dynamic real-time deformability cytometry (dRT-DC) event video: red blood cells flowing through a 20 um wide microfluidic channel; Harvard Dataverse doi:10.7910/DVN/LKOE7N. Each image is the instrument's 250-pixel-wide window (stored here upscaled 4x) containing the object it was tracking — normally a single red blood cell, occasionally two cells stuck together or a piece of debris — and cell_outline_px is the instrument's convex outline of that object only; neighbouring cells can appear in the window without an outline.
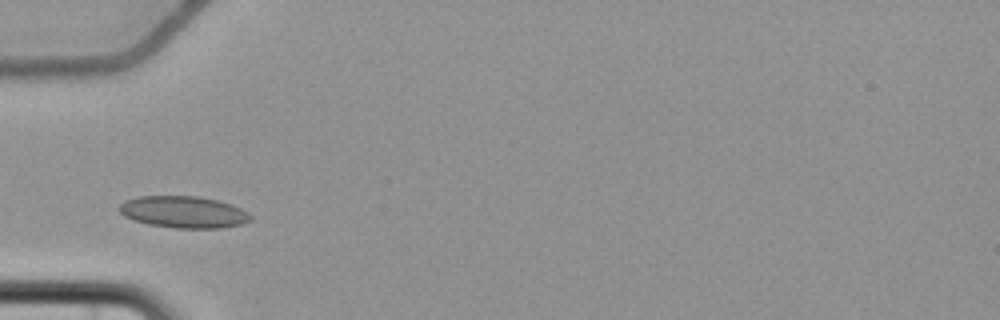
{"species": "common noctule bat (a hibernating species)", "species_latin": "Nyctalus noctula", "temperature_condition": "cold", "stored_images_in_passage": 5, "camera_frame_rate_fps": 3000, "um_per_image_px": 0.085, "animal": {"sex": "female", "body_mass_g": 22.7, "forearm_length_mm": 54.2}, "frame": {"image": 1, "passage_image": 2, "time_ms": 1.333, "image_size_px": [1000, 320], "cell_outline_px": [[252, 220], [244, 224], [220, 228], [176, 228], [148, 224], [124, 216], [116, 208], [124, 200], [140, 196], [200, 196], [232, 204], [248, 212], [252, 216]], "centroid_in_image_um": [15.62, 18.02], "position_along_channel_um": 69.4, "area_um2": 24.51}}
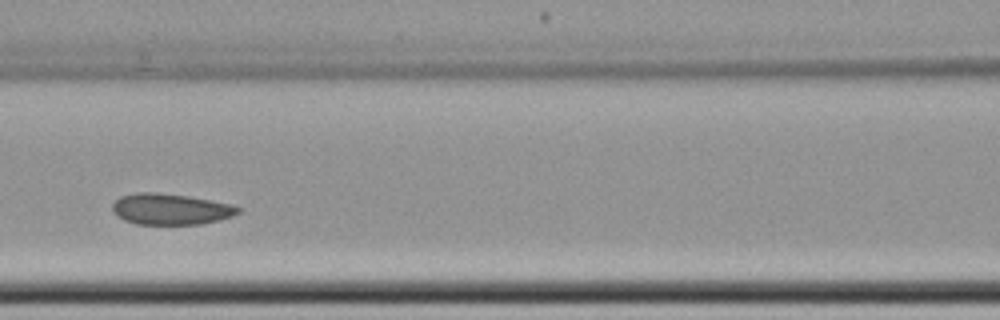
{"frame": {"image": 2, "passage_image": 4, "time_ms": 3.667, "image_size_px": [1000, 320], "cell_outline_px": [[240, 212], [232, 216], [200, 224], [136, 224], [124, 220], [116, 216], [112, 212], [112, 204], [120, 196], [136, 192], [160, 192], [188, 196], [232, 204], [240, 208]], "centroid_in_image_um": [14.45, 17.76], "position_along_channel_um": 152.1, "area_um2": 22.83}}
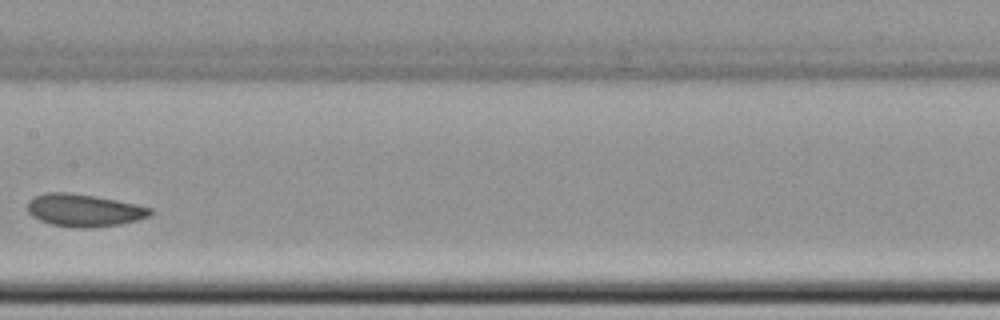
{"frame": {"image": 3, "passage_image": 5, "time_ms": 5.0, "image_size_px": [1000, 320], "cell_outline_px": [[152, 212], [148, 216], [136, 220], [120, 224], [88, 228], [76, 228], [52, 224], [40, 220], [32, 216], [28, 212], [28, 200], [36, 196], [48, 192], [68, 192], [96, 196], [136, 204], [152, 208]], "centroid_in_image_um": [7.13, 17.87], "position_along_channel_um": 200.3, "area_um2": 23.12}}